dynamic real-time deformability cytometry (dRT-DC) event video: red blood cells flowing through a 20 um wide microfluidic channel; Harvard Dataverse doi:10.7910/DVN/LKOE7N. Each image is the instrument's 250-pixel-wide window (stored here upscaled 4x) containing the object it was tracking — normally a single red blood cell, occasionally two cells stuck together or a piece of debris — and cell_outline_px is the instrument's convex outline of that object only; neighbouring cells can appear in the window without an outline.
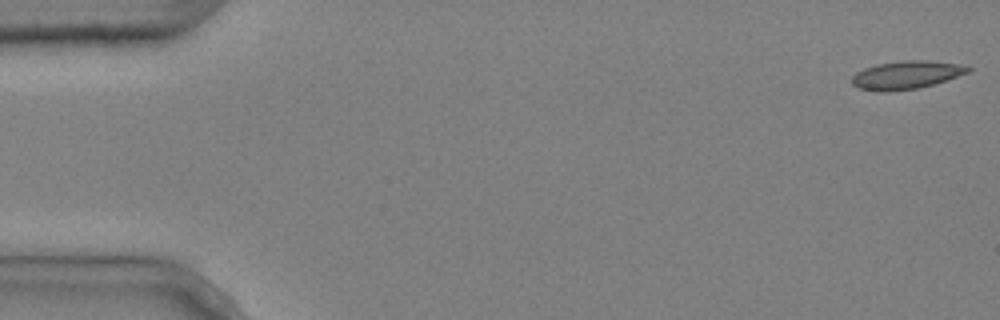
{"species": "common noctule bat (a hibernating species)", "species_latin": "Nyctalus noctula", "temperature_condition": "cold", "stored_images_in_passage": 5, "camera_frame_rate_fps": 3000, "um_per_image_px": 0.085, "animal": {"sex": "male", "body_mass_g": 20.4}, "frame": {"image": 1, "passage_image": 1, "time_ms": 0.0, "image_size_px": [1000, 320], "cell_outline_px": [[972, 68], [968, 72], [932, 84], [916, 88], [884, 92], [860, 88], [852, 84], [852, 76], [856, 72], [864, 68], [876, 64], [904, 60], [928, 60], [956, 64]], "centroid_in_image_um": [76.97, 6.36], "position_along_channel_um": 8.0, "area_um2": 18.61}}
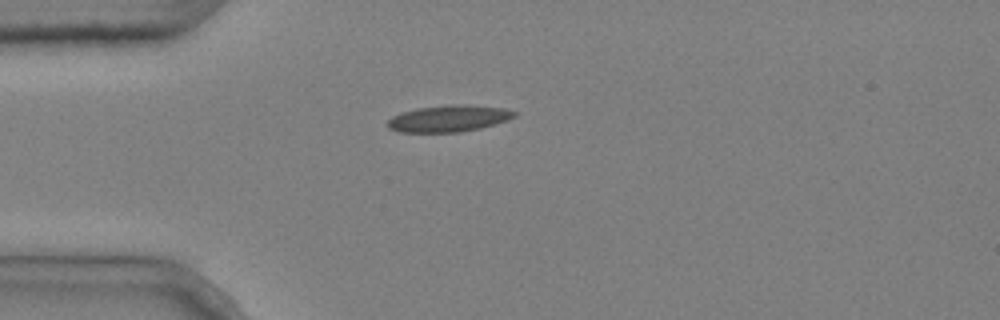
{"frame": {"image": 2, "passage_image": 5, "time_ms": 1.333, "image_size_px": [1000, 320], "cell_outline_px": [[516, 116], [508, 120], [480, 128], [460, 132], [396, 132], [388, 128], [388, 120], [392, 116], [416, 108], [448, 104], [464, 104], [504, 108], [516, 112]], "centroid_in_image_um": [38.13, 10.07], "position_along_channel_um": 46.9, "area_um2": 19.71}}